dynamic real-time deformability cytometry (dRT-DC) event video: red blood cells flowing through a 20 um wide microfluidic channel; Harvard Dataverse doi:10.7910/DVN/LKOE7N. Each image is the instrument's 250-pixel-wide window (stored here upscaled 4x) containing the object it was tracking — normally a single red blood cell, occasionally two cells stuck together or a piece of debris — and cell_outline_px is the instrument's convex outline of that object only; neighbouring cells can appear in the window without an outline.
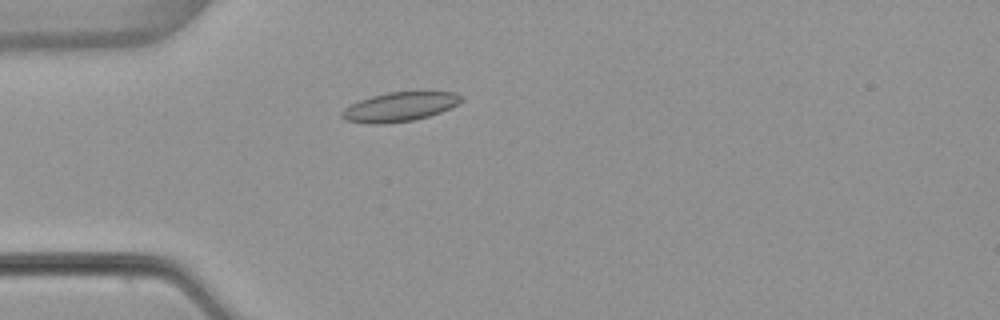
{"species": "common noctule bat (a hibernating species)", "species_latin": "Nyctalus noctula", "temperature_condition": "warm", "stored_images_in_passage": 39, "camera_frame_rate_fps": 3000, "um_per_image_px": 0.085, "animal": {"sex": "female", "body_mass_g": 22.7, "forearm_length_mm": 54.2}, "frame": {"image": 1, "passage_image": 1, "time_ms": 0.0, "image_size_px": [1000, 320], "cell_outline_px": [[464, 100], [460, 104], [452, 108], [428, 116], [412, 120], [376, 124], [372, 124], [344, 120], [340, 116], [340, 112], [344, 108], [360, 100], [372, 96], [388, 92], [456, 92], [464, 96]], "centroid_in_image_um": [34.01, 9.07], "position_along_channel_um": 51.0, "area_um2": 20.35}}
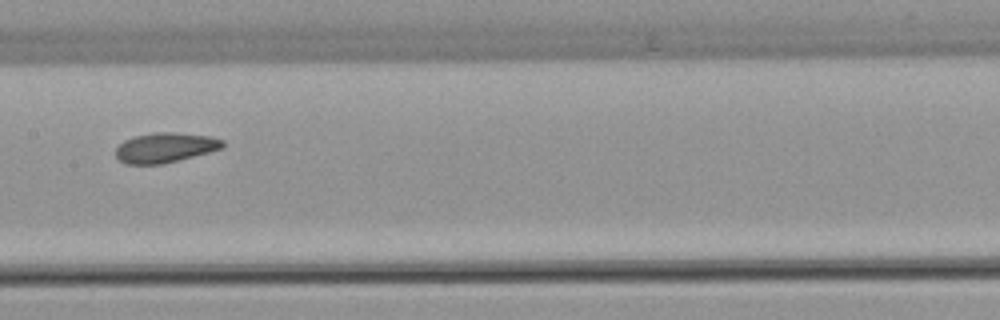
{"frame": {"image": 2, "passage_image": 13, "time_ms": 4.0, "image_size_px": [1000, 320], "cell_outline_px": [[224, 148], [164, 164], [124, 164], [116, 156], [116, 148], [124, 140], [136, 136], [156, 132], [176, 132], [212, 136], [224, 140]], "centroid_in_image_um": [14.07, 12.54], "position_along_channel_um": 193.3, "area_um2": 18.73}}
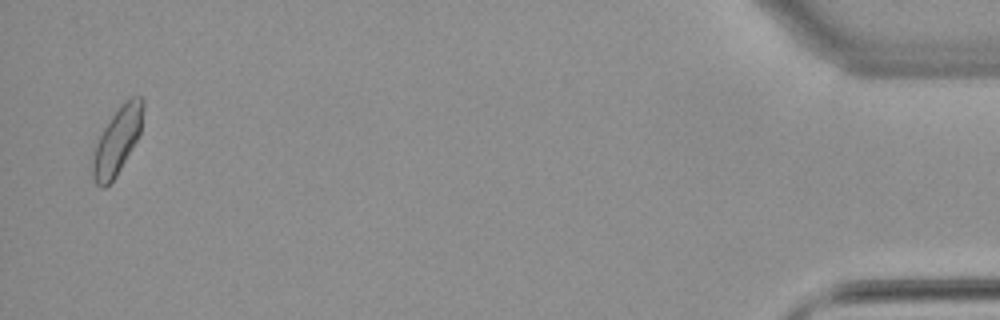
{"frame": {"image": 3, "passage_image": 38, "time_ms": 12.333, "image_size_px": [1000, 320], "cell_outline_px": [[144, 108], [140, 132], [136, 140], [116, 176], [104, 188], [100, 188], [96, 184], [92, 176], [92, 144], [112, 116], [128, 96], [140, 96], [144, 100]], "centroid_in_image_um": [9.92, 11.95], "position_along_channel_um": 425.3, "area_um2": 19.83}, "authors_computed_cell_mechanics": {"area_um2": 18.6694, "velocity_mm_per_s": 3.8433, "shape_relaxation_time_tau1_ms": null, "shape_relaxation_time_tau2_ms": 2.7552, "deformation_change_tau1": null, "deformation_change_tau2": 0.0834}}